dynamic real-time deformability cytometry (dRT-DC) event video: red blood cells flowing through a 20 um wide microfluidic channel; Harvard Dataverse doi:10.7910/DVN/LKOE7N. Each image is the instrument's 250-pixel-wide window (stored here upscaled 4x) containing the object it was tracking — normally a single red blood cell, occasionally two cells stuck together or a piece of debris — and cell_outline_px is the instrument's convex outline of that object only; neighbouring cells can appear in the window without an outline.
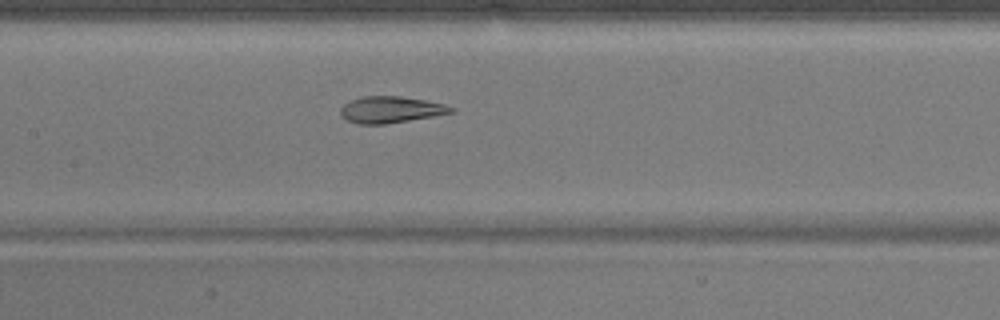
{"species": "common noctule bat (a hibernating species)", "species_latin": "Nyctalus noctula", "temperature_condition": "warm", "stored_images_in_passage": 50, "camera_frame_rate_fps": 3000, "um_per_image_px": 0.085, "animal": {"sex": "male", "body_mass_g": 17.9}, "frame": {"image": 1, "passage_image": 22, "time_ms": 7.0, "image_size_px": [1000, 320], "cell_outline_px": [[456, 112], [384, 124], [356, 124], [340, 116], [340, 108], [344, 104], [352, 100], [364, 96], [400, 96], [424, 100], [444, 104], [456, 108]], "centroid_in_image_um": [33.21, 9.32], "position_along_channel_um": 174.2, "area_um2": 16.99}}
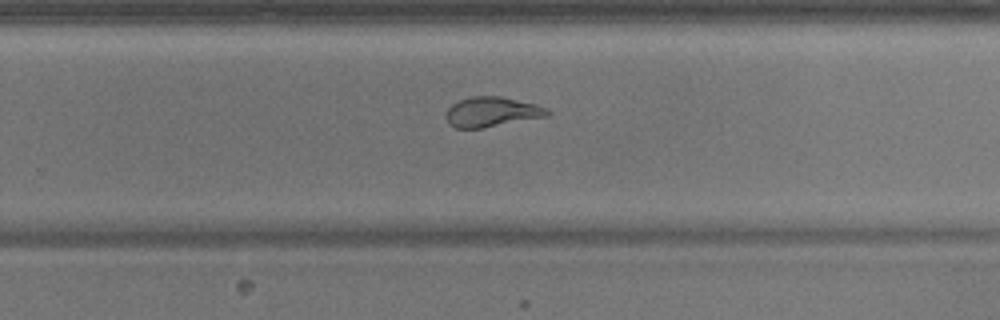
{"frame": {"image": 2, "passage_image": 31, "time_ms": 10.0, "image_size_px": [1000, 320], "cell_outline_px": [[552, 112], [548, 116], [480, 128], [456, 128], [448, 124], [444, 116], [448, 108], [452, 104], [460, 100], [472, 96], [500, 96], [536, 104], [548, 108]], "centroid_in_image_um": [41.79, 9.51], "position_along_channel_um": 288.0, "area_um2": 17.69}}
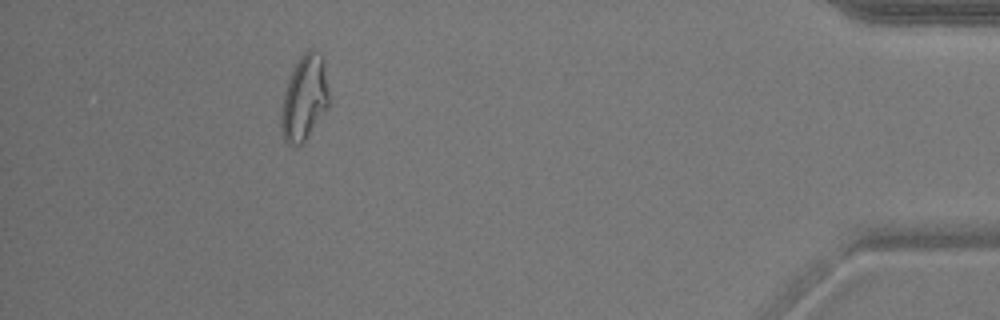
{"frame": {"image": 3, "passage_image": 45, "time_ms": 14.667, "image_size_px": [1000, 320], "cell_outline_px": [[328, 108], [304, 140], [300, 144], [288, 144], [284, 140], [280, 128], [280, 108], [284, 92], [288, 80], [300, 56], [308, 48], [316, 48], [320, 52], [324, 60], [328, 88]], "centroid_in_image_um": [25.86, 8.28], "position_along_channel_um": 409.3, "area_um2": 23.81}, "authors_computed_cell_mechanics": {"area_um2": 20.5768, "velocity_mm_per_s": 3.8182, "shape_relaxation_time_tau1_ms": null, "shape_relaxation_time_tau2_ms": 1.3419, "deformation_change_tau1": null, "deformation_change_tau2": 0.0611}}